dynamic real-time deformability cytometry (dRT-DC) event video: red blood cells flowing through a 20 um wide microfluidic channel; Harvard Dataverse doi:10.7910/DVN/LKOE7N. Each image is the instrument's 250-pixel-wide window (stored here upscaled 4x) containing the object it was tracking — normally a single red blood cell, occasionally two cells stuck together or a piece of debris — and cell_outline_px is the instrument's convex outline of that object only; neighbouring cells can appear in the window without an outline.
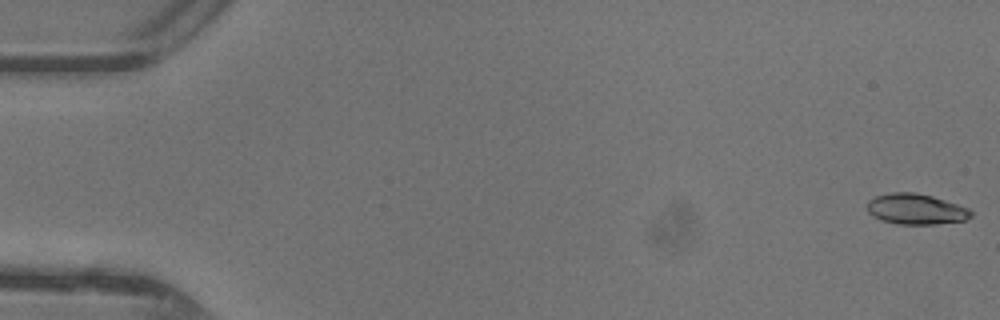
{"species": "common noctule bat (a hibernating species)", "species_latin": "Nyctalus noctula", "temperature_condition": "warm", "stored_images_in_passage": 21, "camera_frame_rate_fps": 3000, "um_per_image_px": 0.085, "animal": {"sex": "female"}, "frame": {"image": 1, "passage_image": 1, "time_ms": 0.0, "image_size_px": [1000, 320], "cell_outline_px": [[972, 216], [964, 220], [936, 224], [896, 224], [880, 220], [872, 216], [868, 212], [868, 200], [876, 196], [892, 192], [916, 192], [932, 196], [968, 208], [972, 212]], "centroid_in_image_um": [77.82, 17.77], "position_along_channel_um": 7.2, "area_um2": 18.5}}
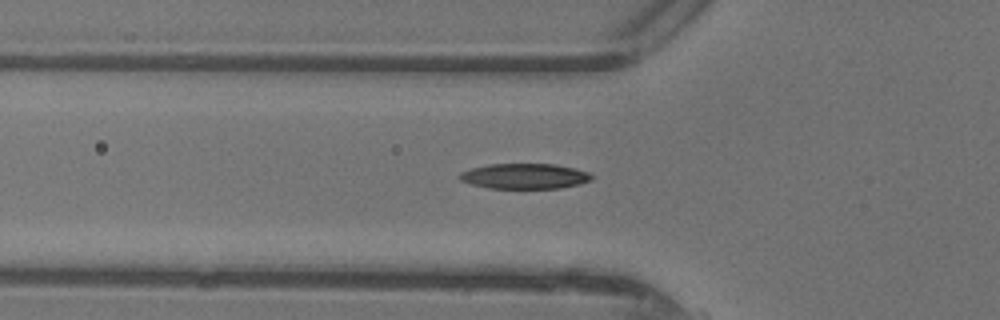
{"frame": {"image": 2, "passage_image": 17, "time_ms": 5.333, "image_size_px": [1000, 320], "cell_outline_px": [[592, 180], [580, 184], [560, 188], [488, 188], [472, 184], [460, 180], [456, 176], [460, 172], [472, 168], [488, 164], [552, 164], [572, 168], [588, 172], [592, 176]], "centroid_in_image_um": [44.56, 14.98], "position_along_channel_um": 81.2, "area_um2": 19.42}}
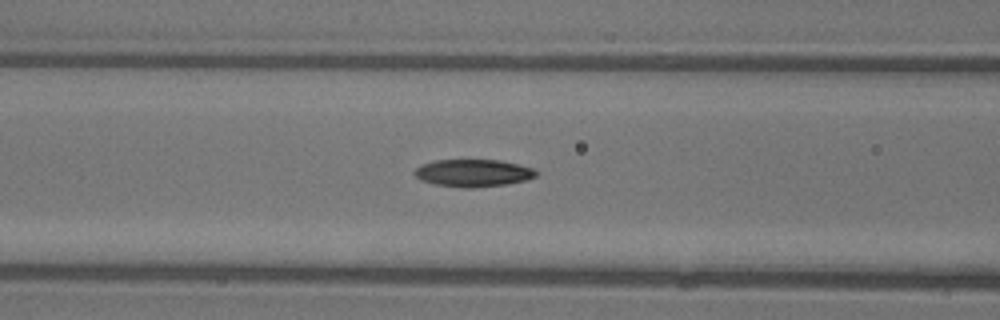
{"frame": {"image": 3, "passage_image": 20, "time_ms": 6.333, "image_size_px": [1000, 320], "cell_outline_px": [[540, 172], [536, 176], [524, 180], [508, 184], [472, 188], [464, 188], [436, 184], [420, 180], [412, 172], [420, 164], [432, 160], [500, 160], [532, 168]], "centroid_in_image_um": [40.19, 14.7], "position_along_channel_um": 126.4, "area_um2": 19.48}}